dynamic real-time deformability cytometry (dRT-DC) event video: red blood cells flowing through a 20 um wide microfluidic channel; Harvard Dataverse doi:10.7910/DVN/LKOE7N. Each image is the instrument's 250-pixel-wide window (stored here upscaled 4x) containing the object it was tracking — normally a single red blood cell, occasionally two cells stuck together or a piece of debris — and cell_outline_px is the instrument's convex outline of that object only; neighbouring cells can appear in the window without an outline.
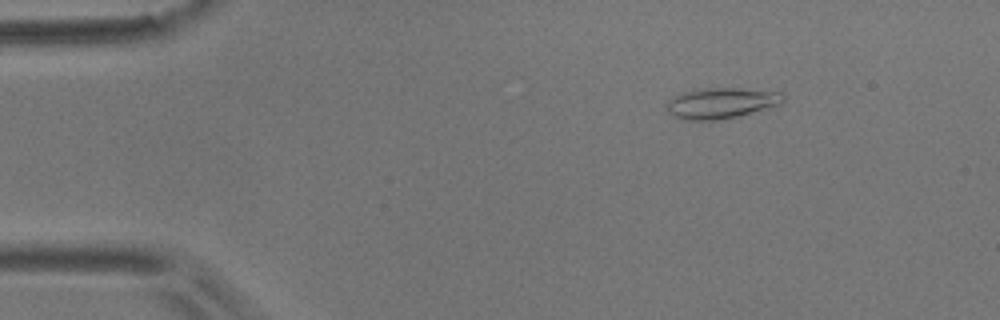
{"species": "common noctule bat (a hibernating species)", "species_latin": "Nyctalus noctula", "temperature_condition": "room temperature", "stored_images_in_passage": 9, "camera_frame_rate_fps": 3000, "um_per_image_px": 0.085, "animal": {"sex": "male", "body_mass_g": 17.9}, "frame": {"image": 1, "passage_image": 3, "time_ms": 2.333, "image_size_px": [1000, 320], "cell_outline_px": [[784, 100], [780, 104], [740, 116], [716, 120], [684, 120], [672, 116], [668, 112], [668, 100], [684, 92], [704, 88], [740, 88], [780, 92], [784, 96]], "centroid_in_image_um": [61.31, 8.77], "position_along_channel_um": 23.7, "area_um2": 20.75}}
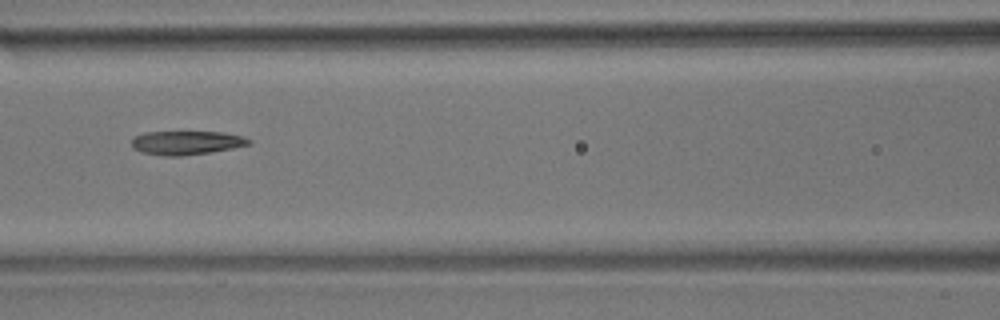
{"frame": {"image": 2, "passage_image": 8, "time_ms": 8.0, "image_size_px": [1000, 320], "cell_outline_px": [[252, 144], [212, 152], [180, 156], [164, 156], [140, 152], [132, 148], [132, 136], [144, 132], [224, 132], [244, 136], [252, 140]], "centroid_in_image_um": [15.84, 12.13], "position_along_channel_um": 150.8, "area_um2": 16.53}}
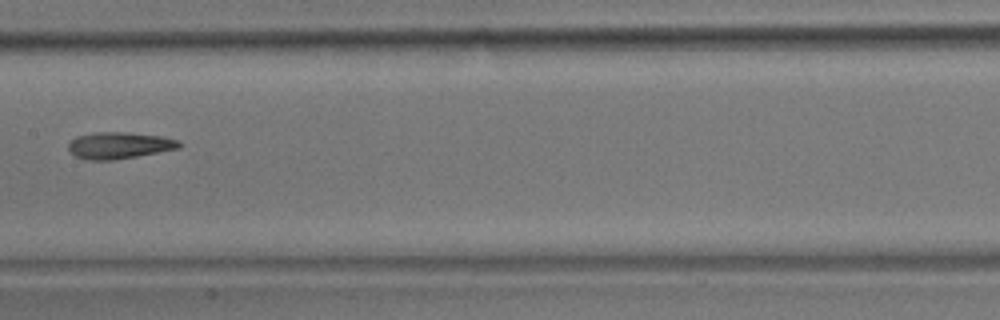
{"frame": {"image": 3, "passage_image": 9, "time_ms": 9.333, "image_size_px": [1000, 320], "cell_outline_px": [[184, 144], [180, 148], [136, 156], [112, 160], [88, 160], [76, 156], [68, 152], [68, 144], [76, 136], [96, 132], [128, 132], [164, 136], [180, 140]], "centroid_in_image_um": [10.16, 12.35], "position_along_channel_um": 197.2, "area_um2": 17.4}}